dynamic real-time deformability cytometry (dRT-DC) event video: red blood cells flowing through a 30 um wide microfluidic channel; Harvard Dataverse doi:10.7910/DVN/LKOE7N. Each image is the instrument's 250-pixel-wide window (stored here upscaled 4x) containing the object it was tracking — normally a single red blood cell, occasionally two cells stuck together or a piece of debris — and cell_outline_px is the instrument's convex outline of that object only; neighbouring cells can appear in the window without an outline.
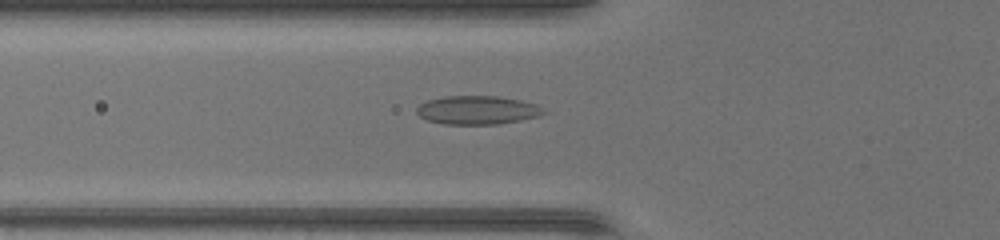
{"species": "common noctule bat (a hibernating species)", "species_latin": "Nyctalus noctula", "temperature_condition": "warm", "stored_images_in_passage": 33, "camera_frame_rate_fps": 3000, "um_per_image_px": 0.085, "animal": {"sex": "female", "body_mass_g": 17.0, "forearm_length_mm": 48.0}, "frame": {"image": 1, "passage_image": 4, "time_ms": 1.0, "image_size_px": [1000, 240], "cell_outline_px": [[548, 112], [540, 116], [500, 124], [444, 124], [428, 120], [420, 116], [416, 112], [416, 108], [420, 104], [428, 100], [444, 96], [496, 96], [520, 100], [536, 104]], "centroid_in_image_um": [40.59, 9.36], "position_along_channel_um": 85.2, "area_um2": 21.15}}
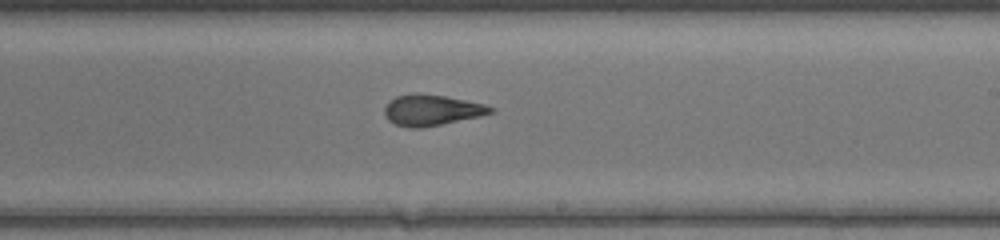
{"frame": {"image": 2, "passage_image": 15, "time_ms": 4.667, "image_size_px": [1000, 240], "cell_outline_px": [[496, 112], [480, 116], [420, 128], [408, 128], [396, 124], [388, 120], [384, 112], [384, 108], [396, 96], [444, 96], [484, 104], [492, 108]], "centroid_in_image_um": [36.72, 9.41], "position_along_channel_um": 252.3, "area_um2": 18.15}}
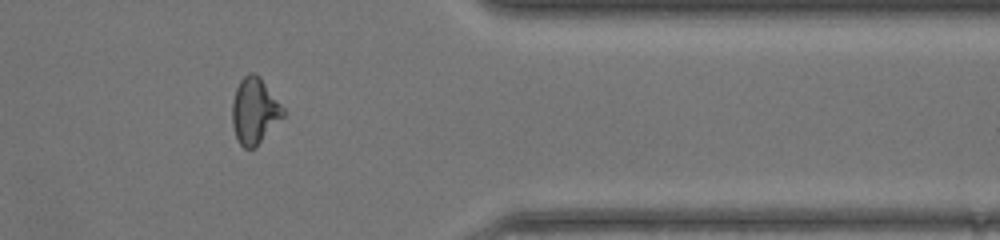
{"frame": {"image": 3, "passage_image": 25, "time_ms": 8.0, "image_size_px": [1000, 240], "cell_outline_px": [[284, 116], [252, 148], [244, 148], [240, 144], [236, 136], [232, 124], [232, 104], [236, 88], [240, 80], [248, 72], [252, 72], [260, 76], [284, 108]], "centroid_in_image_um": [21.62, 9.37], "position_along_channel_um": 389.8, "area_um2": 19.19}}